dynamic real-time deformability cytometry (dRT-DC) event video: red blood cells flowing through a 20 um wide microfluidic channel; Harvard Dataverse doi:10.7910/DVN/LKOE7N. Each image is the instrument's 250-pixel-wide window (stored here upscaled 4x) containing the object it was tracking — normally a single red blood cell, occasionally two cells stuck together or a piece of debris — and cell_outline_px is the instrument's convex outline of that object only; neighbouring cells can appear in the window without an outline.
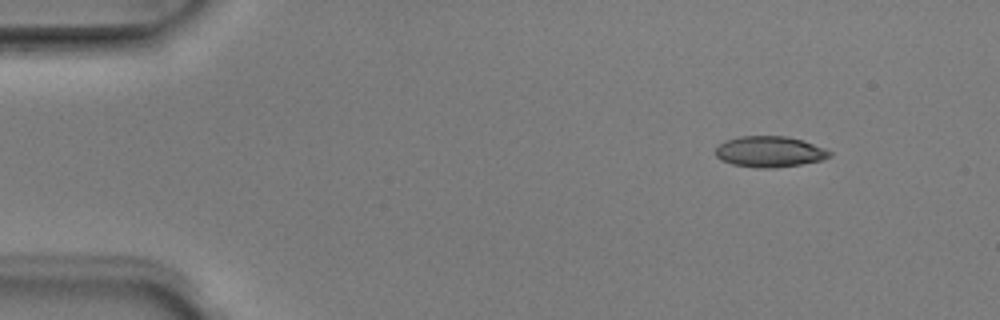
{"species": "Egyptian fruit bat (a non-hibernating species)", "species_latin": "Rousettus aegyptiacus", "temperature_condition": "room temperature", "stored_images_in_passage": 3, "camera_frame_rate_fps": 3000, "um_per_image_px": 0.085, "animal": {"sex": "male"}, "frame": {"image": 1, "passage_image": 1, "time_ms": 0.0, "image_size_px": [1000, 320], "cell_outline_px": [[832, 156], [820, 160], [800, 164], [772, 168], [764, 168], [732, 164], [720, 160], [716, 156], [716, 148], [720, 144], [728, 140], [740, 136], [788, 136], [824, 148], [832, 152]], "centroid_in_image_um": [65.41, 12.89], "position_along_channel_um": 19.6, "area_um2": 20.23}}
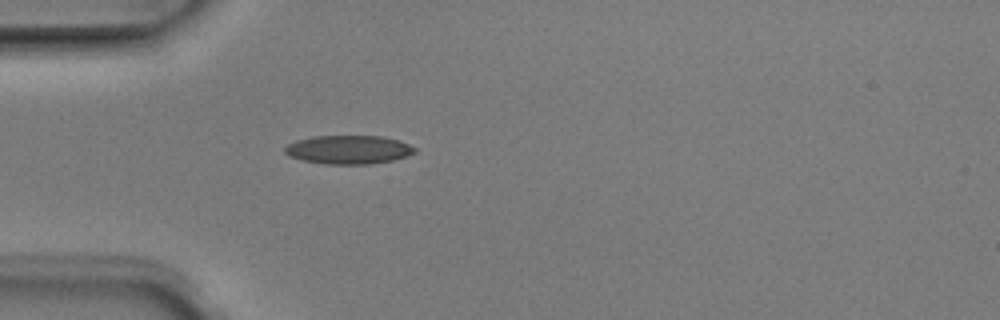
{"frame": {"image": 2, "passage_image": 3, "time_ms": 0.667, "image_size_px": [1000, 320], "cell_outline_px": [[416, 152], [408, 156], [392, 160], [368, 164], [324, 164], [304, 160], [288, 156], [284, 152], [284, 148], [288, 144], [296, 140], [312, 136], [380, 136], [400, 140], [416, 148]], "centroid_in_image_um": [29.62, 12.71], "position_along_channel_um": 55.4, "area_um2": 21.73}}